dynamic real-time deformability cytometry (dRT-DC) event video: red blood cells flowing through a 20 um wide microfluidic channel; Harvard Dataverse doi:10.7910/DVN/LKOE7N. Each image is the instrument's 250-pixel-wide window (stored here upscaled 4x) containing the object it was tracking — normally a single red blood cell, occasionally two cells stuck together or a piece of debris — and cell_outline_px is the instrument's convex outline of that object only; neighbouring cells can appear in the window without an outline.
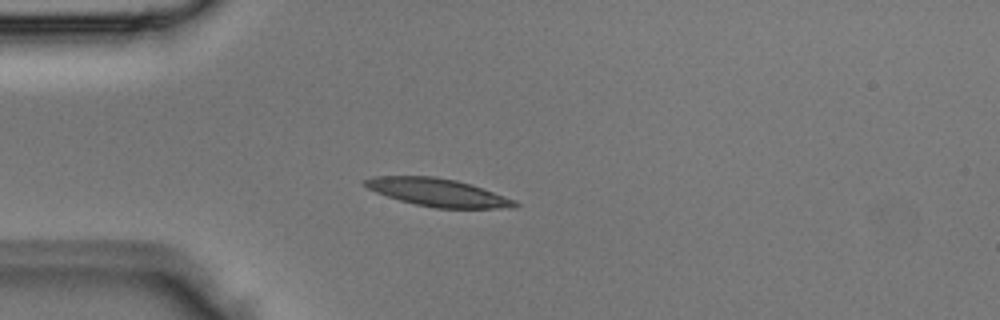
{"species": "Egyptian fruit bat (a non-hibernating species)", "species_latin": "Rousettus aegyptiacus", "temperature_condition": "room temperature", "stored_images_in_passage": 2, "camera_frame_rate_fps": 3000, "um_per_image_px": 0.085, "animal": {"sex": "male"}, "frame": {"image": 1, "passage_image": 2, "time_ms": 0.333, "image_size_px": [1000, 320], "cell_outline_px": [[520, 204], [516, 208], [436, 208], [416, 204], [400, 200], [376, 192], [368, 188], [364, 184], [364, 180], [372, 176], [432, 176], [456, 180], [472, 184], [516, 200]], "centroid_in_image_um": [37.26, 16.36], "position_along_channel_um": 47.7, "area_um2": 24.28}}